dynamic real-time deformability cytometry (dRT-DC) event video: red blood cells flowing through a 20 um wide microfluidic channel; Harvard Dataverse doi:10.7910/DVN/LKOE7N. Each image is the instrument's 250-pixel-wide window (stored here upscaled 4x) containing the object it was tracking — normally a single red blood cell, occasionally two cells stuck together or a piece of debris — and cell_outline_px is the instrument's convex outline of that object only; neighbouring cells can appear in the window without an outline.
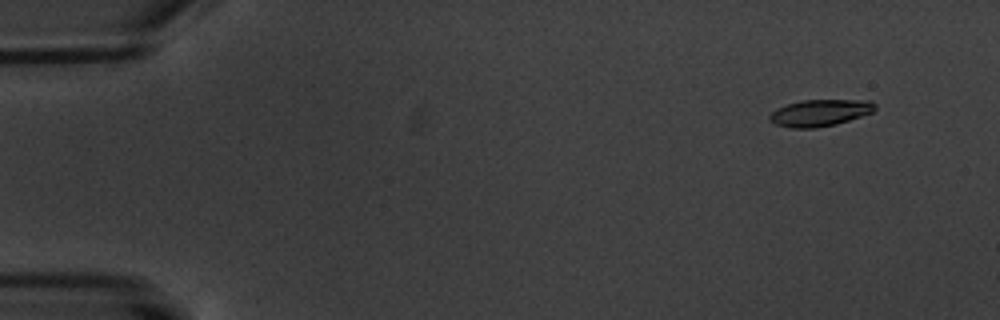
{"species": "common noctule bat (a hibernating species)", "species_latin": "Nyctalus noctula", "temperature_condition": "warm", "stored_images_in_passage": 3, "camera_frame_rate_fps": 3000, "um_per_image_px": 0.085, "animal": {"sex": "male", "body_mass_g": 20.1, "forearm_length_mm": 53.5}, "frame": {"image": 1, "passage_image": 1, "time_ms": 0.0, "image_size_px": [1000, 320], "cell_outline_px": [[876, 108], [872, 112], [836, 124], [816, 128], [792, 128], [776, 124], [768, 120], [768, 116], [776, 108], [800, 100], [868, 100], [876, 104]], "centroid_in_image_um": [69.66, 9.59], "position_along_channel_um": 15.3, "area_um2": 16.36}}